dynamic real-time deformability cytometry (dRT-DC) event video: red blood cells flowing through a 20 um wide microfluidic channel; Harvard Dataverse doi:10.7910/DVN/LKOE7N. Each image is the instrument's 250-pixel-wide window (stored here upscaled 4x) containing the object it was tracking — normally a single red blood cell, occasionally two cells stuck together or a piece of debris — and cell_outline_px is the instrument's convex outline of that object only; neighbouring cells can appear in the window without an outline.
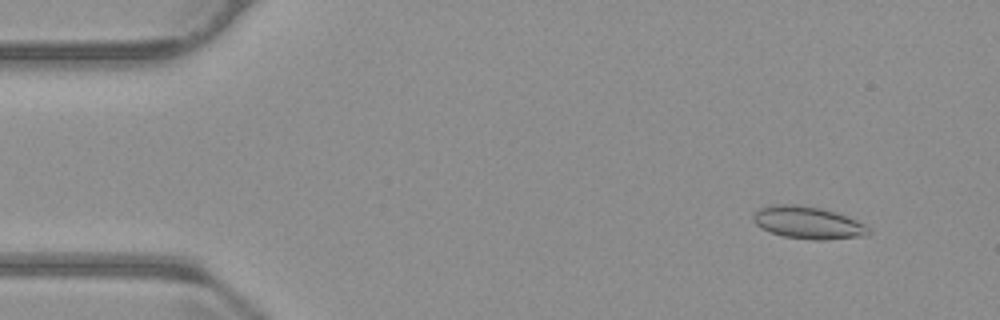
{"species": "common noctule bat (a hibernating species)", "species_latin": "Nyctalus noctula", "temperature_condition": "warm", "stored_images_in_passage": 55, "camera_frame_rate_fps": 3000, "um_per_image_px": 0.085, "animal": {"sex": "male", "body_mass_g": 23.1, "forearm_length_mm": 52.7}, "frame": {"image": 1, "passage_image": 5, "time_ms": 1.333, "image_size_px": [1000, 320], "cell_outline_px": [[872, 232], [868, 236], [824, 240], [812, 240], [784, 236], [760, 228], [752, 220], [752, 216], [760, 208], [772, 204], [800, 204], [820, 208], [836, 212], [856, 220], [872, 228]], "centroid_in_image_um": [68.72, 18.93], "position_along_channel_um": 16.3, "area_um2": 22.02}}
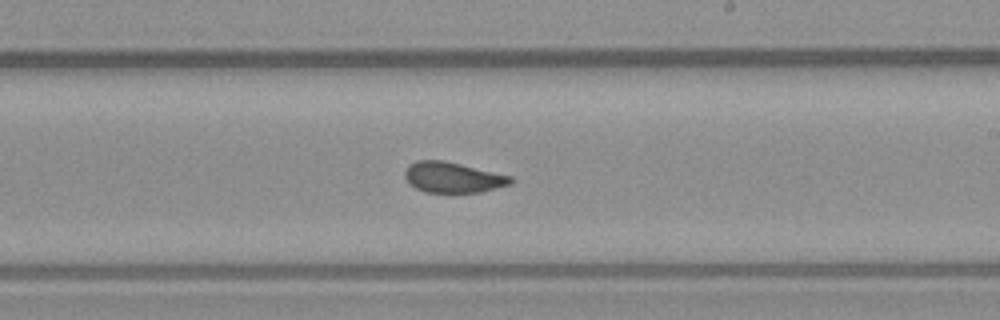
{"frame": {"image": 2, "passage_image": 32, "time_ms": 10.333, "image_size_px": [1000, 320], "cell_outline_px": [[516, 180], [512, 184], [480, 192], [424, 192], [416, 188], [404, 176], [404, 172], [408, 164], [416, 160], [444, 160], [512, 176]], "centroid_in_image_um": [38.52, 15.07], "position_along_channel_um": 250.5, "area_um2": 18.9}}
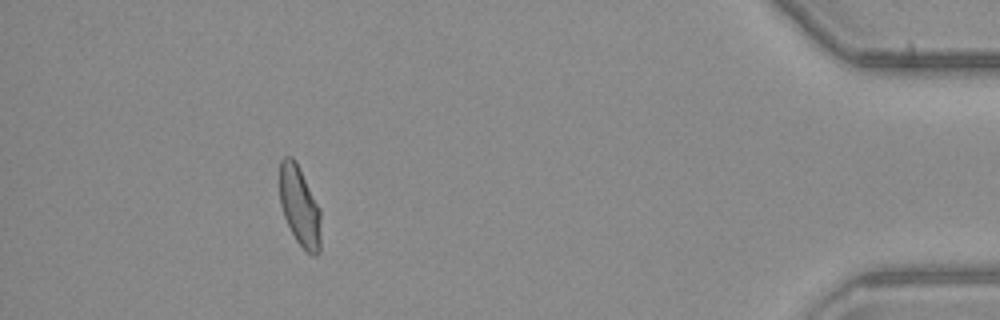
{"frame": {"image": 3, "passage_image": 50, "time_ms": 16.333, "image_size_px": [1000, 320], "cell_outline_px": [[320, 252], [316, 256], [312, 256], [296, 240], [284, 216], [280, 204], [280, 160], [284, 156], [292, 156], [296, 160], [320, 208]], "centroid_in_image_um": [25.47, 17.5], "position_along_channel_um": 409.7, "area_um2": 19.19}, "authors_computed_cell_mechanics": {"area_um2": 19.7676, "velocity_mm_per_s": 3.714, "shape_relaxation_time_tau1_ms": null, "shape_relaxation_time_tau2_ms": 1.1139, "deformation_change_tau1": null, "deformation_change_tau2": 0.0506}}